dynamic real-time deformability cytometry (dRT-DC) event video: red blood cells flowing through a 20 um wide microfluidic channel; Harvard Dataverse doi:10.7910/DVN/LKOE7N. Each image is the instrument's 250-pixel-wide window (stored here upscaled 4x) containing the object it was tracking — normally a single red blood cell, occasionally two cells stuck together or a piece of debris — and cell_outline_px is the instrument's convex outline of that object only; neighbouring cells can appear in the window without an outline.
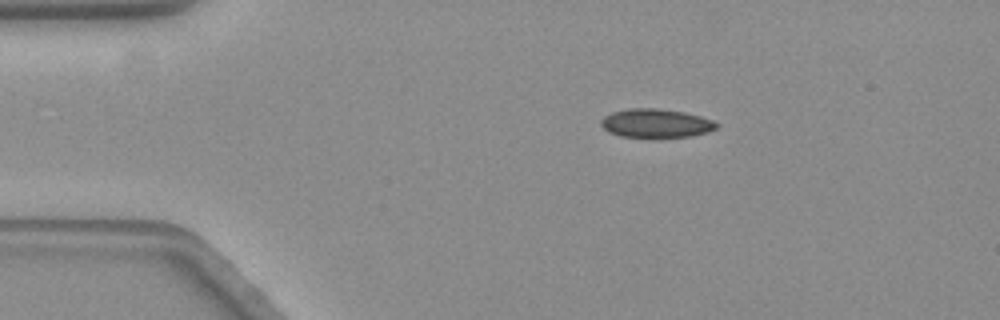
{"species": "common noctule bat (a hibernating species)", "species_latin": "Nyctalus noctula", "temperature_condition": "warm", "stored_images_in_passage": 48, "camera_frame_rate_fps": 3000, "um_per_image_px": 0.085, "animal": {"sex": "female", "body_mass_g": 19.3, "forearm_length_mm": 54.1}, "frame": {"image": 1, "passage_image": 1, "time_ms": 0.0, "image_size_px": [1000, 320], "cell_outline_px": [[720, 124], [716, 128], [708, 132], [688, 136], [620, 136], [608, 132], [600, 124], [600, 120], [604, 116], [612, 112], [628, 108], [660, 108], [684, 112], [700, 116], [712, 120]], "centroid_in_image_um": [55.74, 10.45], "position_along_channel_um": 29.3, "area_um2": 19.13}}
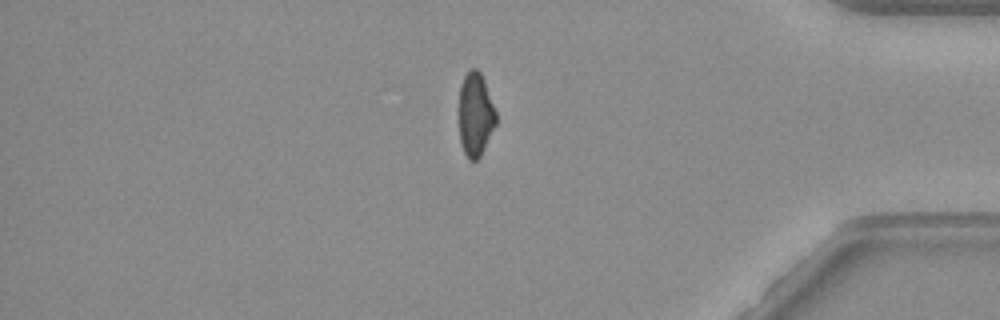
{"frame": {"image": 2, "passage_image": 39, "time_ms": 12.667, "image_size_px": [1000, 320], "cell_outline_px": [[496, 124], [480, 156], [476, 160], [468, 160], [460, 144], [460, 84], [464, 76], [472, 68], [476, 68], [480, 72], [484, 80], [496, 112]], "centroid_in_image_um": [40.41, 9.74], "position_along_channel_um": 394.8, "area_um2": 17.8}}
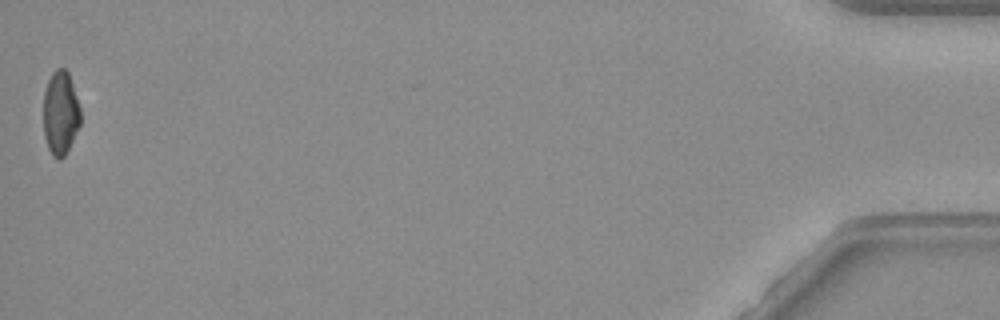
{"frame": {"image": 3, "passage_image": 48, "time_ms": 15.667, "image_size_px": [1000, 320], "cell_outline_px": [[80, 124], [64, 156], [60, 160], [56, 160], [52, 156], [48, 148], [44, 136], [44, 92], [48, 80], [52, 72], [56, 68], [64, 68], [68, 72], [80, 108]], "centroid_in_image_um": [5.12, 9.61], "position_along_channel_um": 430.1, "area_um2": 17.98}, "authors_computed_cell_mechanics": {"area_um2": 19.5942, "velocity_mm_per_s": 3.5541, "shape_relaxation_time_tau1_ms": null, "shape_relaxation_time_tau2_ms": 1.985, "deformation_change_tau1": null, "deformation_change_tau2": 0.0598}}